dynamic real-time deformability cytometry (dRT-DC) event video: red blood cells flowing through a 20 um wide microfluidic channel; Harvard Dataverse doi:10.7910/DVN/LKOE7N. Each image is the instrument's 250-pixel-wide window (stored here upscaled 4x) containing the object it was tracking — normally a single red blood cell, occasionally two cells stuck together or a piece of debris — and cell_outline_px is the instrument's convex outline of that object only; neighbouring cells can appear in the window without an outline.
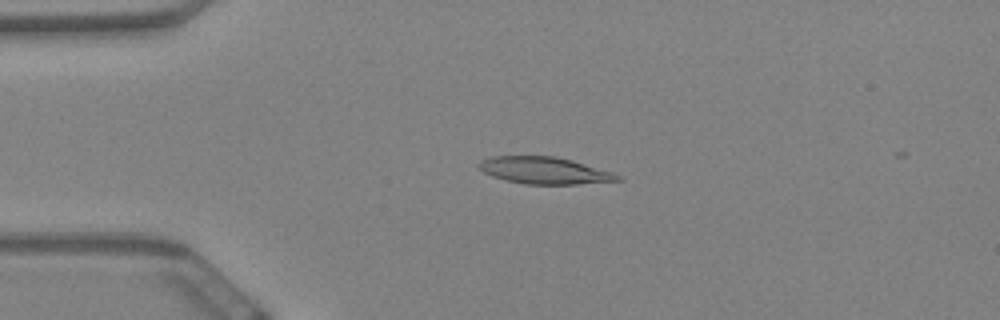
{"species": "Egyptian fruit bat (a non-hibernating species)", "species_latin": "Rousettus aegyptiacus", "temperature_condition": "warm", "stored_images_in_passage": 17, "camera_frame_rate_fps": 3000, "um_per_image_px": 0.085, "animal": {"sex": "female"}, "frame": {"image": 1, "passage_image": 14, "time_ms": 4.333, "image_size_px": [1000, 320], "cell_outline_px": [[624, 180], [576, 184], [524, 184], [492, 176], [484, 172], [476, 164], [480, 160], [492, 156], [556, 156], [572, 160], [612, 172], [624, 176]], "centroid_in_image_um": [46.3, 14.49], "position_along_channel_um": 38.7, "area_um2": 21.79}}